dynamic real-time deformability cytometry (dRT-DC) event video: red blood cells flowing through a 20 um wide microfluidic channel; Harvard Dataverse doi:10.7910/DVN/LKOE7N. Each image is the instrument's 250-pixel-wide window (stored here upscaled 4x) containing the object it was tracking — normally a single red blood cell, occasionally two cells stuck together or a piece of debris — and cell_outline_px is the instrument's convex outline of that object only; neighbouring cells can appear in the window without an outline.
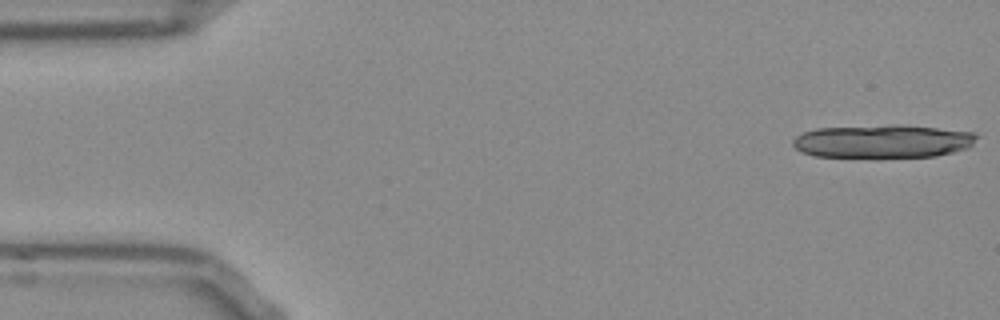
{"species": "Egyptian fruit bat (a non-hibernating species)", "species_latin": "Rousettus aegyptiacus", "temperature_condition": "room temperature", "stored_images_in_passage": 23, "camera_frame_rate_fps": 3000, "um_per_image_px": 0.085, "frame": {"image": 1, "passage_image": 1, "time_ms": 0.0, "image_size_px": [1000, 320], "cell_outline_px": [[980, 136], [968, 148], [936, 156], [876, 160], [812, 156], [800, 152], [792, 144], [792, 140], [796, 136], [804, 132], [816, 128], [936, 128], [972, 132]], "centroid_in_image_um": [74.98, 12.12], "position_along_channel_um": 10.0, "area_um2": 35.37}}